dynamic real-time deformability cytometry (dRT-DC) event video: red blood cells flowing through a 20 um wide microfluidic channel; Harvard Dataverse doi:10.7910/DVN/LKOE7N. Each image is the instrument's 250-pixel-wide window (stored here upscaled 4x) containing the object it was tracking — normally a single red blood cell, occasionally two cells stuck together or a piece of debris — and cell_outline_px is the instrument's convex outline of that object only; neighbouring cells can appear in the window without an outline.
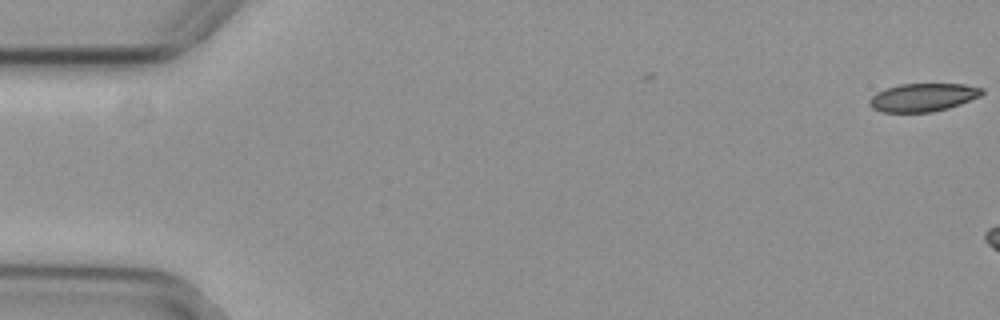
{"species": "common noctule bat (a hibernating species)", "species_latin": "Nyctalus noctula", "temperature_condition": "cold", "stored_images_in_passage": 2, "camera_frame_rate_fps": 3000, "um_per_image_px": 0.085, "animal": {"sex": "female", "body_mass_g": 29.2, "forearm_length_mm": 56.3}, "frame": {"image": 1, "passage_image": 2, "time_ms": 0.333, "image_size_px": [1000, 320], "cell_outline_px": [[984, 92], [980, 96], [960, 104], [948, 108], [932, 112], [880, 112], [872, 108], [868, 104], [868, 100], [876, 92], [884, 88], [900, 84], [964, 84], [984, 88]], "centroid_in_image_um": [78.42, 8.27], "position_along_channel_um": 6.6, "area_um2": 18.61}}